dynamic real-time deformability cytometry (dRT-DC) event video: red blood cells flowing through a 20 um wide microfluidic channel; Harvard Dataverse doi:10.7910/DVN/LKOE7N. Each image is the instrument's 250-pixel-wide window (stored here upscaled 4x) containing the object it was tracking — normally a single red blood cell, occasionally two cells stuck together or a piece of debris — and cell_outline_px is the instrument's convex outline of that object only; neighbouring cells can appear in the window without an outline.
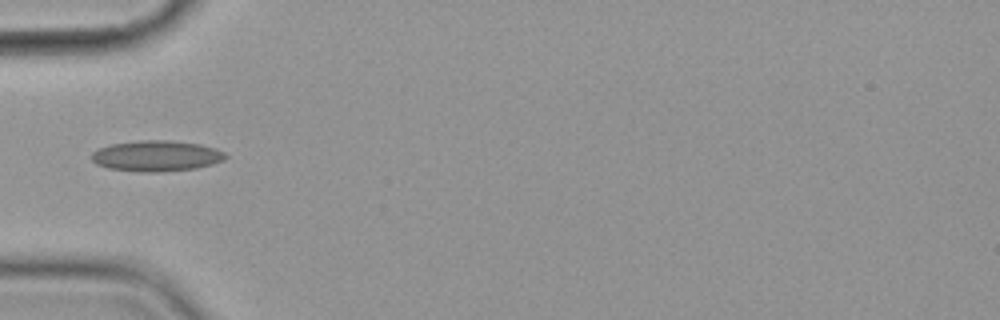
{"species": "common noctule bat (a hibernating species)", "species_latin": "Nyctalus noctula", "temperature_condition": "cold", "stored_images_in_passage": 4, "camera_frame_rate_fps": 3000, "um_per_image_px": 0.085, "animal": {"sex": "female", "body_mass_g": 19.9}, "frame": {"image": 1, "passage_image": 2, "time_ms": 1.0, "image_size_px": [1000, 320], "cell_outline_px": [[228, 156], [224, 160], [212, 164], [196, 168], [160, 172], [136, 172], [108, 168], [96, 164], [88, 156], [92, 152], [100, 148], [112, 144], [140, 140], [172, 140], [200, 144], [216, 148], [224, 152]], "centroid_in_image_um": [13.29, 13.25], "position_along_channel_um": 71.7, "area_um2": 24.28}}
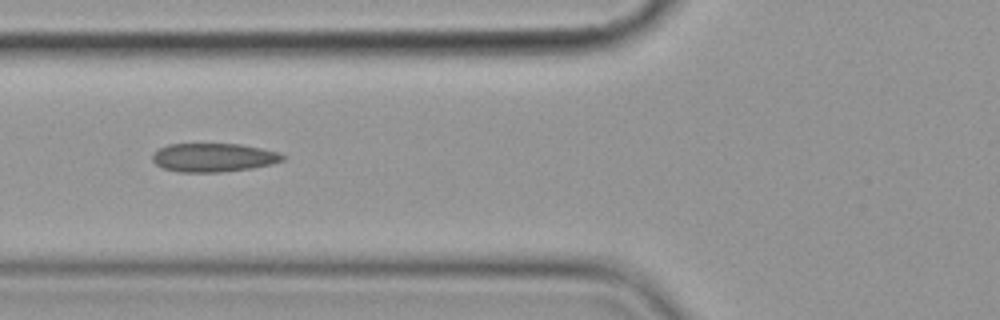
{"frame": {"image": 2, "passage_image": 3, "time_ms": 2.0, "image_size_px": [1000, 320], "cell_outline_px": [[288, 156], [284, 160], [272, 164], [252, 168], [220, 172], [180, 172], [164, 168], [156, 164], [152, 160], [152, 152], [168, 144], [240, 144], [260, 148], [276, 152]], "centroid_in_image_um": [18.15, 13.39], "position_along_channel_um": 107.7, "area_um2": 21.73}}
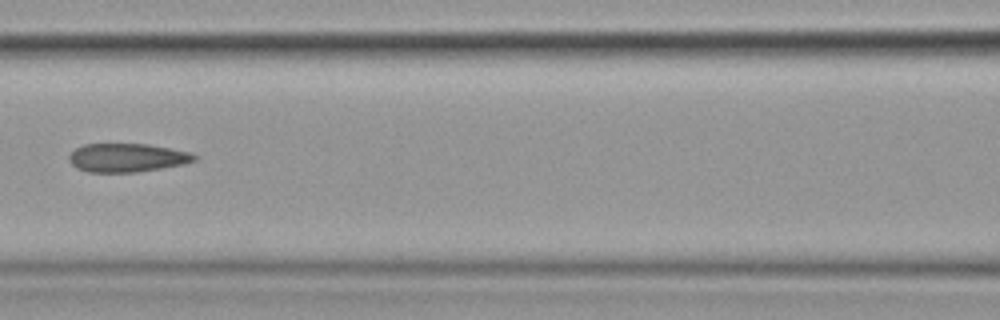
{"frame": {"image": 3, "passage_image": 4, "time_ms": 3.333, "image_size_px": [1000, 320], "cell_outline_px": [[196, 160], [184, 164], [136, 172], [88, 172], [76, 168], [68, 160], [68, 156], [76, 148], [84, 144], [148, 144], [192, 152], [196, 156]], "centroid_in_image_um": [10.79, 13.4], "position_along_channel_um": 155.8, "area_um2": 20.87}}